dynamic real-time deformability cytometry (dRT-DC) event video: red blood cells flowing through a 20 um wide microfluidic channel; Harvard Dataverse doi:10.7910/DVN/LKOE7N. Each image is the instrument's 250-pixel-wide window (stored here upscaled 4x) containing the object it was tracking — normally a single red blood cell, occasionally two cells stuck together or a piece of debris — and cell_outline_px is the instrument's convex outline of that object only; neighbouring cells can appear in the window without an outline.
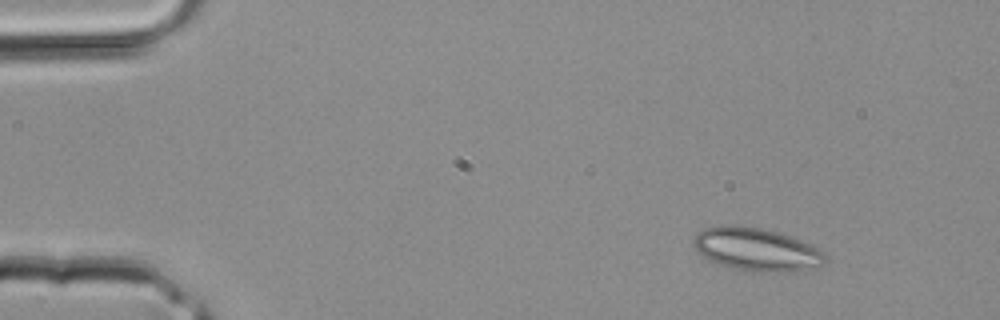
{"species": "common noctule bat (a hibernating species)", "species_latin": "Nyctalus noctula", "temperature_condition": "room temperature", "stored_images_in_passage": 3, "camera_frame_rate_fps": 3000, "um_per_image_px": 0.085, "animal": {"sex": "male", "body_mass_g": 20.4}, "frame": {"image": 1, "passage_image": 1, "time_ms": 0.0, "image_size_px": [1000, 320], "cell_outline_px": [[828, 260], [816, 268], [804, 272], [756, 272], [736, 268], [720, 264], [704, 256], [692, 244], [692, 240], [696, 232], [704, 228], [720, 224], [736, 224], [760, 228], [776, 232], [812, 244], [824, 252], [828, 256]], "centroid_in_image_um": [64.35, 21.2], "position_along_channel_um": 20.6, "area_um2": 33.47}}